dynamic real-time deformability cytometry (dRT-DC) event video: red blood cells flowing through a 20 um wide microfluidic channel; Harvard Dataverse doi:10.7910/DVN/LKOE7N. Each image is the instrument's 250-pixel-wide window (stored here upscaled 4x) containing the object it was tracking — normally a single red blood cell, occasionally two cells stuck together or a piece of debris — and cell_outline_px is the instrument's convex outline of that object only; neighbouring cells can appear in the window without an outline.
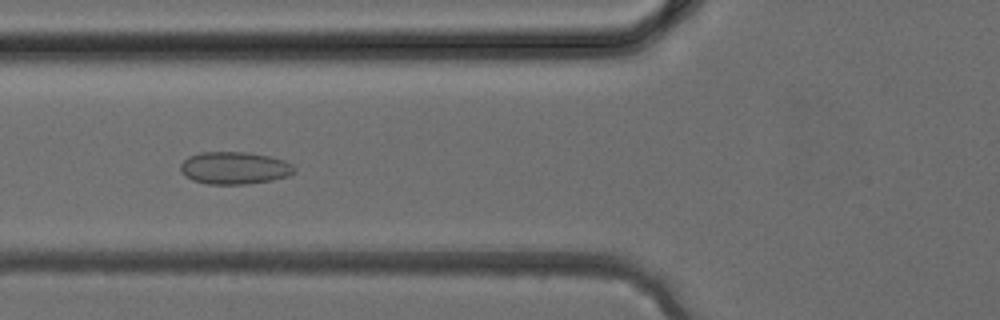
{"species": "common noctule bat (a hibernating species)", "species_latin": "Nyctalus noctula", "temperature_condition": "cold", "stored_images_in_passage": 38, "camera_frame_rate_fps": 3000, "um_per_image_px": 0.085, "animal": {"sex": "female", "body_mass_g": 24.6, "forearm_length_mm": 56.2}, "frame": {"image": 1, "passage_image": 15, "time_ms": 4.667, "image_size_px": [1000, 320], "cell_outline_px": [[296, 172], [288, 176], [272, 180], [244, 184], [208, 184], [192, 180], [184, 176], [180, 172], [180, 164], [188, 156], [200, 152], [244, 152], [268, 156], [284, 160], [292, 164], [296, 168]], "centroid_in_image_um": [19.91, 14.28], "position_along_channel_um": 105.9, "area_um2": 21.62}}
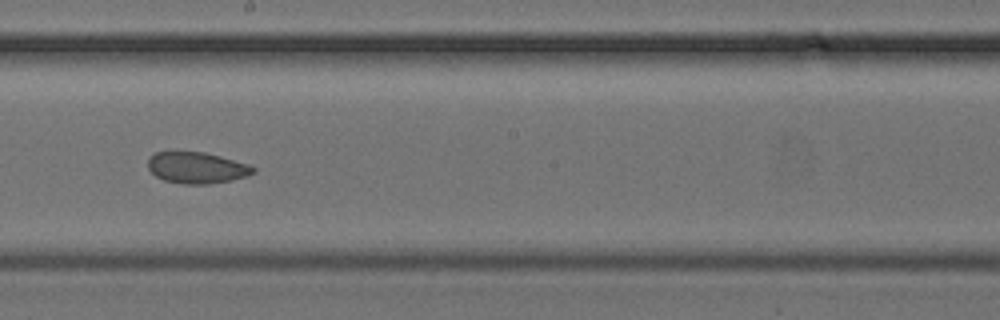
{"frame": {"image": 2, "passage_image": 22, "time_ms": 7.0, "image_size_px": [1000, 320], "cell_outline_px": [[256, 172], [248, 176], [232, 180], [208, 184], [184, 184], [164, 180], [156, 176], [148, 168], [148, 160], [156, 152], [204, 152], [220, 156], [248, 164], [256, 168]], "centroid_in_image_um": [16.76, 14.27], "position_along_channel_um": 231.4, "area_um2": 19.13}}
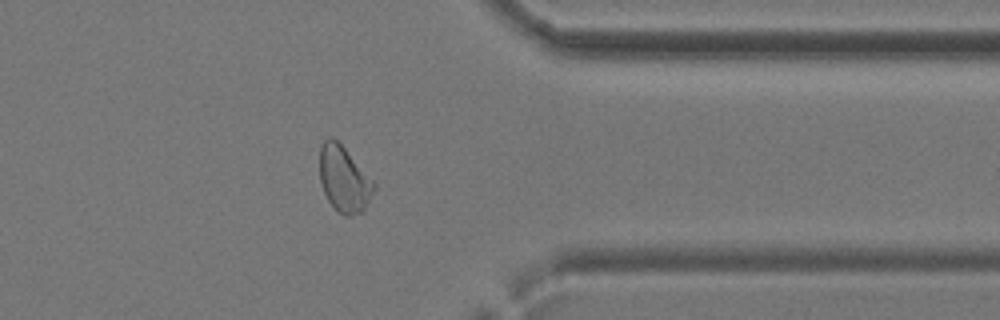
{"frame": {"image": 3, "passage_image": 31, "time_ms": 10.0, "image_size_px": [1000, 320], "cell_outline_px": [[376, 188], [364, 208], [360, 212], [352, 216], [344, 216], [336, 212], [328, 200], [324, 192], [320, 180], [320, 148], [324, 140], [328, 136], [332, 136], [344, 148], [376, 184]], "centroid_in_image_um": [29.22, 15.25], "position_along_channel_um": 382.2, "area_um2": 20.63}}